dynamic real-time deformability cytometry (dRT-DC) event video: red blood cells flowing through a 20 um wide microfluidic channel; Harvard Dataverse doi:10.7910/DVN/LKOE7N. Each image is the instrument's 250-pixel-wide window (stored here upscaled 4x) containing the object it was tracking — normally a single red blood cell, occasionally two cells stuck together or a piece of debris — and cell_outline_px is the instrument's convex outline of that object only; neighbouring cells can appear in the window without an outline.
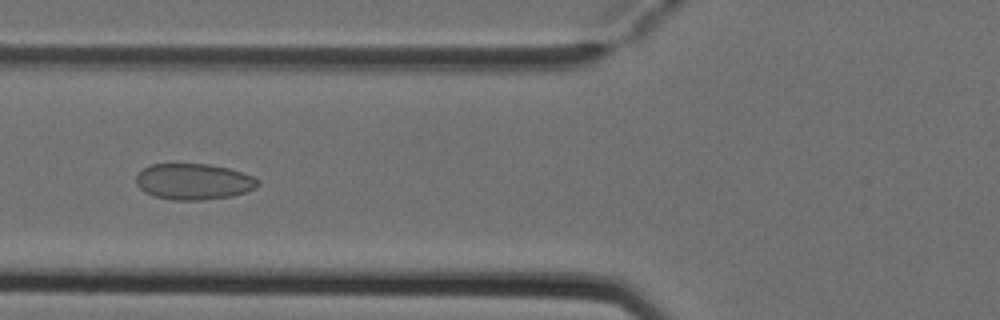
{"species": "Egyptian fruit bat (a non-hibernating species)", "species_latin": "Rousettus aegyptiacus", "temperature_condition": "cold", "stored_images_in_passage": 5, "camera_frame_rate_fps": 3000, "um_per_image_px": 0.085, "animal": {"sex": "female"}, "frame": {"image": 1, "passage_image": 5, "time_ms": 1.333, "image_size_px": [1000, 320], "cell_outline_px": [[260, 184], [256, 188], [232, 196], [204, 200], [172, 200], [152, 196], [144, 192], [136, 184], [136, 172], [148, 164], [208, 164], [228, 168], [252, 176], [260, 180]], "centroid_in_image_um": [16.42, 15.44], "position_along_channel_um": 109.4, "area_um2": 25.89}}